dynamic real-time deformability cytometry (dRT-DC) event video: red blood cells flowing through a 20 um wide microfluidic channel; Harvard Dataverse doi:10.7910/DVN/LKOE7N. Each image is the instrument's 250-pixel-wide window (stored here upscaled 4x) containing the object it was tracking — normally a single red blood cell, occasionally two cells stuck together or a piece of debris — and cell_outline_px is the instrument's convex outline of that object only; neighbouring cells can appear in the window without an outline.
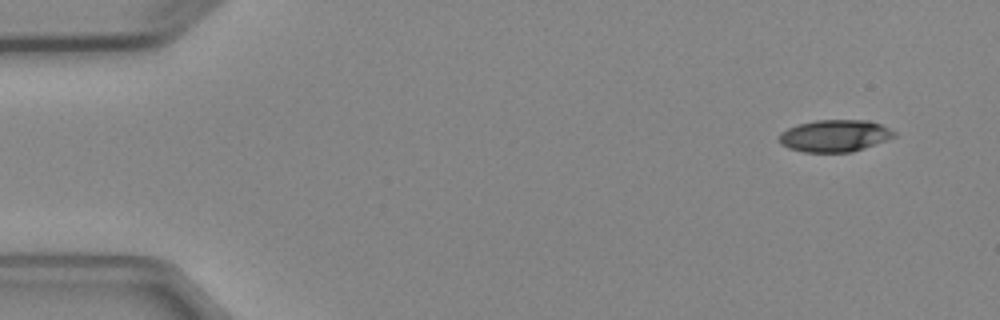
{"species": "Egyptian fruit bat (a non-hibernating species)", "species_latin": "Rousettus aegyptiacus", "temperature_condition": "cold", "stored_images_in_passage": 5, "camera_frame_rate_fps": 3000, "um_per_image_px": 0.085, "animal": {"sex": "female"}, "frame": {"image": 1, "passage_image": 1, "time_ms": 0.0, "image_size_px": [1000, 320], "cell_outline_px": [[896, 136], [864, 148], [852, 152], [804, 152], [788, 148], [780, 144], [780, 132], [796, 124], [816, 120], [868, 120], [880, 124], [896, 132]], "centroid_in_image_um": [70.93, 11.54], "position_along_channel_um": 14.1, "area_um2": 21.44}}
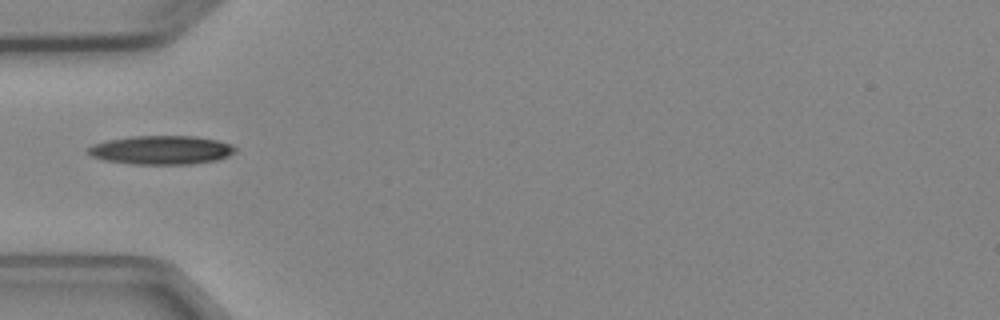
{"frame": {"image": 2, "passage_image": 4, "time_ms": 4.333, "image_size_px": [1000, 320], "cell_outline_px": [[236, 152], [228, 156], [216, 160], [192, 164], [132, 164], [100, 160], [84, 152], [92, 144], [108, 140], [132, 136], [196, 136], [216, 140], [232, 144], [236, 148]], "centroid_in_image_um": [13.68, 12.75], "position_along_channel_um": 71.3, "area_um2": 24.91}}